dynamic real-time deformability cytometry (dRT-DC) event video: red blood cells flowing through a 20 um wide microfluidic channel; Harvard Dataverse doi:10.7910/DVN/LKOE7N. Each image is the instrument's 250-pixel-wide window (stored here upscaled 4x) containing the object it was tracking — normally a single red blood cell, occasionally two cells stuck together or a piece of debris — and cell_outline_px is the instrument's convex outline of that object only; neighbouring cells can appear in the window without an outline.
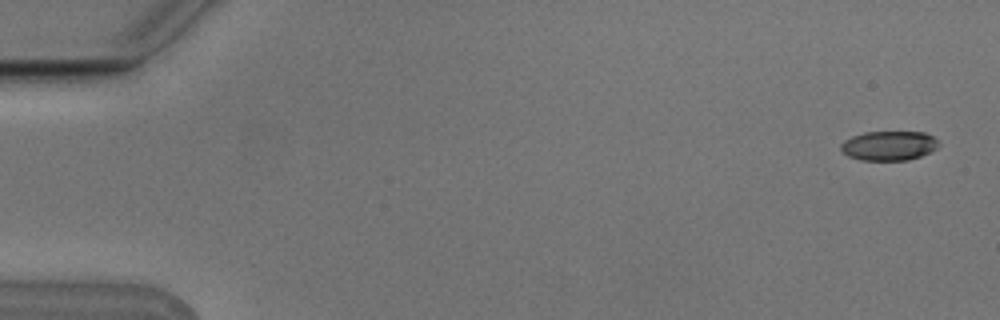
{"species": "Egyptian fruit bat (a non-hibernating species)", "species_latin": "Rousettus aegyptiacus", "temperature_condition": "cold", "stored_images_in_passage": 6, "segment_of_instrument_passage": [1, 2], "camera_frame_rate_fps": 3000, "um_per_image_px": 0.085, "animal": {"sex": "male"}, "frame": {"image": 1, "passage_image": 1, "time_ms": 0.0, "image_size_px": [1000, 320], "cell_outline_px": [[940, 144], [936, 148], [920, 156], [908, 160], [860, 160], [848, 156], [840, 148], [840, 144], [844, 140], [852, 136], [864, 132], [924, 132], [940, 140]], "centroid_in_image_um": [75.56, 12.38], "position_along_channel_um": 9.4, "area_um2": 16.82}}
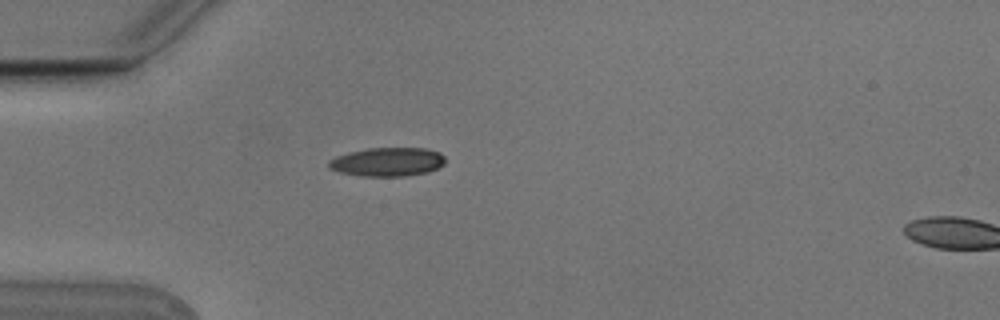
{"frame": {"image": 2, "passage_image": 5, "time_ms": 1.333, "image_size_px": [1000, 320], "cell_outline_px": [[444, 164], [440, 168], [428, 172], [404, 176], [360, 176], [340, 172], [328, 168], [328, 160], [336, 156], [348, 152], [368, 148], [428, 148], [440, 152], [444, 156]], "centroid_in_image_um": [32.94, 13.76], "position_along_channel_um": 52.1, "area_um2": 19.77}}